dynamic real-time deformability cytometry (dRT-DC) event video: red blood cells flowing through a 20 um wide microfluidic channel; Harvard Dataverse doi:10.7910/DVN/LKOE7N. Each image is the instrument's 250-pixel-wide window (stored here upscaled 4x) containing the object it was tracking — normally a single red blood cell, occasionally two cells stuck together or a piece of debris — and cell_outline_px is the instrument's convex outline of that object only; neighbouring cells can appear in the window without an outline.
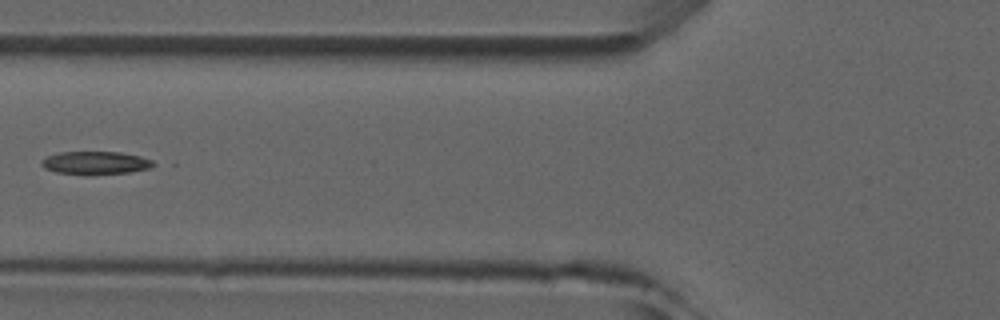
{"species": "common noctule bat (a hibernating species)", "species_latin": "Nyctalus noctula", "temperature_condition": "room temperature", "stored_images_in_passage": 6, "camera_frame_rate_fps": 3000, "um_per_image_px": 0.085, "animal": {"sex": "male", "forearm_length_mm": 52.5}, "frame": {"image": 1, "passage_image": 5, "time_ms": 4.667, "image_size_px": [1000, 320], "cell_outline_px": [[160, 164], [152, 168], [128, 172], [88, 176], [56, 172], [44, 168], [40, 164], [40, 160], [48, 156], [60, 152], [120, 152], [140, 156], [152, 160]], "centroid_in_image_um": [8.15, 13.86], "position_along_channel_um": 117.7, "area_um2": 15.43}}
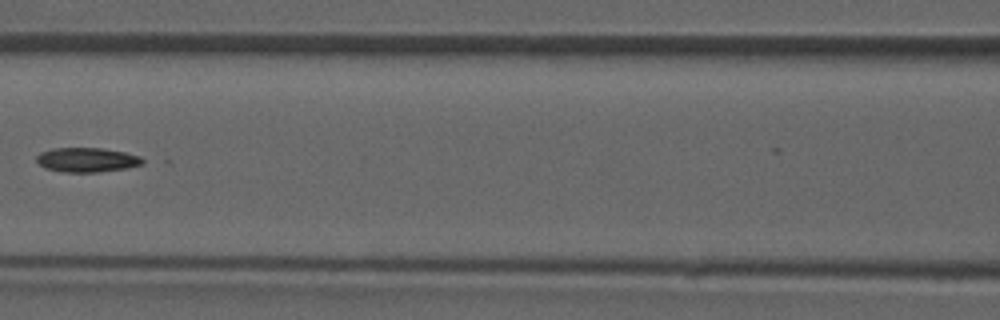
{"frame": {"image": 2, "passage_image": 6, "time_ms": 5.667, "image_size_px": [1000, 320], "cell_outline_px": [[148, 160], [144, 164], [128, 168], [96, 172], [64, 172], [44, 168], [36, 160], [36, 156], [40, 152], [52, 148], [100, 148], [124, 152], [140, 156]], "centroid_in_image_um": [7.42, 13.59], "position_along_channel_um": 159.2, "area_um2": 15.26}}